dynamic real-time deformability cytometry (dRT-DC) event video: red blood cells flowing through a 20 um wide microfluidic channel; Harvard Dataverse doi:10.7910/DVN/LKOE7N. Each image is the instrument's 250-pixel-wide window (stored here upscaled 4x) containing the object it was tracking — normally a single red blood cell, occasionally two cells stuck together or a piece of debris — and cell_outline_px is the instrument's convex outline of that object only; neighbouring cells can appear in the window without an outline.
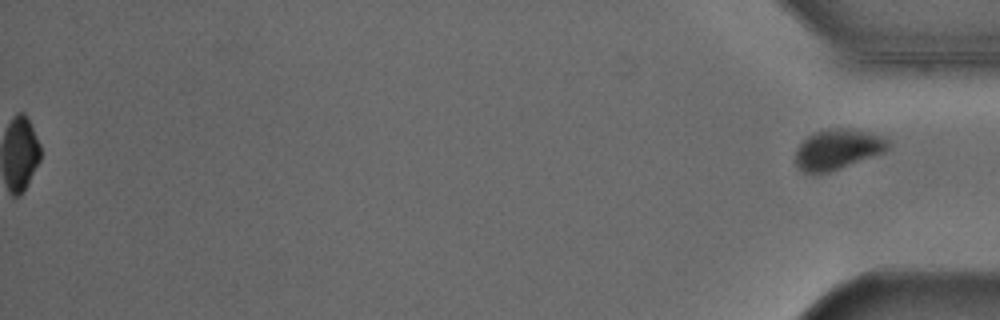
{"species": "Egyptian fruit bat (a non-hibernating species)", "species_latin": "Rousettus aegyptiacus", "temperature_condition": "cold", "stored_images_in_passage": 37, "segment_of_instrument_passage": [2, 2], "camera_frame_rate_fps": 3000, "um_per_image_px": 0.085, "animal": {"sex": "male"}, "frame": {"image": 1, "passage_image": 37, "time_ms": 12.0, "image_size_px": [1000, 320], "cell_outline_px": [[892, 144], [884, 152], [828, 172], [804, 172], [796, 164], [796, 148], [808, 136], [816, 132], [828, 128], [848, 128], [872, 132], [884, 136]], "centroid_in_image_um": [71.25, 12.65], "position_along_channel_um": 364.0, "area_um2": 21.56}}